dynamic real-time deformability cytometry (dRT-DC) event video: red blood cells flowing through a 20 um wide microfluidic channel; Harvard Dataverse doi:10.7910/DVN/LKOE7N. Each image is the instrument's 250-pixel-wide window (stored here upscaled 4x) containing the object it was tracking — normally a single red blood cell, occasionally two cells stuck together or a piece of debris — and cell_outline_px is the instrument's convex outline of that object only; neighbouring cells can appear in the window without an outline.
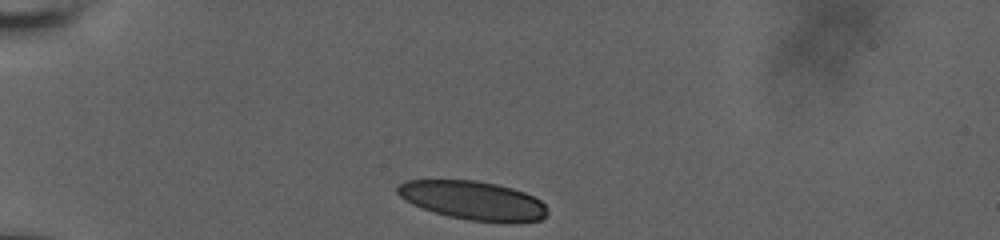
{"species": "human", "species_latin": "Homo sapiens", "temperature_condition": "room temperature", "stored_images_in_passage": 34, "camera_frame_rate_fps": 3000, "um_per_image_px": 0.085, "donor": {"sex": "male"}, "frame": {"image": 1, "passage_image": 1, "time_ms": 0.0, "image_size_px": [1000, 240], "cell_outline_px": [[548, 212], [540, 220], [520, 224], [504, 224], [468, 220], [448, 216], [412, 204], [404, 200], [396, 192], [396, 184], [404, 180], [476, 180], [496, 184], [512, 188], [524, 192], [540, 200], [548, 208]], "centroid_in_image_um": [40.23, 17.06], "position_along_channel_um": 44.8, "area_um2": 34.45}}
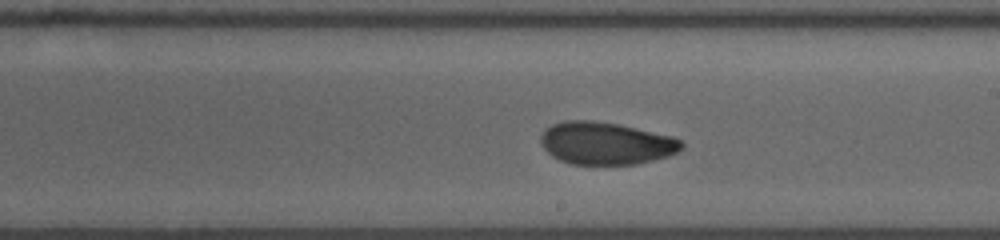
{"frame": {"image": 2, "passage_image": 20, "time_ms": 6.333, "image_size_px": [1000, 240], "cell_outline_px": [[684, 148], [668, 156], [636, 164], [572, 164], [560, 160], [552, 156], [540, 144], [540, 136], [552, 124], [564, 120], [592, 120], [620, 124], [672, 136], [680, 140], [684, 144]], "centroid_in_image_um": [51.5, 12.17], "position_along_channel_um": 237.5, "area_um2": 34.85}}
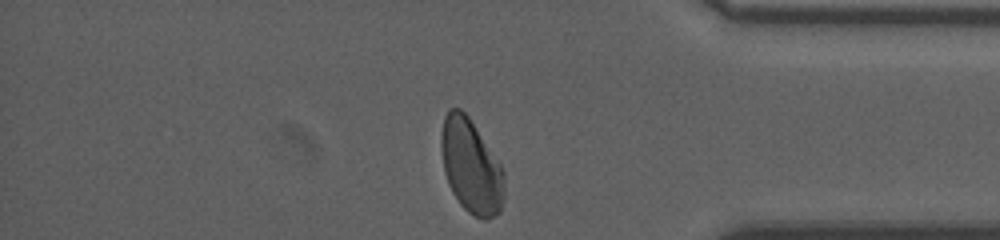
{"frame": {"image": 3, "passage_image": 34, "time_ms": 11.0, "image_size_px": [1000, 240], "cell_outline_px": [[504, 196], [500, 212], [488, 220], [484, 220], [468, 212], [460, 204], [452, 192], [448, 184], [444, 172], [440, 148], [440, 136], [444, 116], [448, 108], [460, 108], [468, 116], [500, 164], [504, 172]], "centroid_in_image_um": [40.02, 14.14], "position_along_channel_um": 395.2, "area_um2": 34.68}, "authors_computed_cell_mechanics": {"area_um2": 34.8823, "velocity_mm_per_s": 3.7143, "shape_relaxation_time_tau1_ms": null, "shape_relaxation_time_tau2_ms": 1.8755, "deformation_change_tau1": null, "deformation_change_tau2": 0.0616}}